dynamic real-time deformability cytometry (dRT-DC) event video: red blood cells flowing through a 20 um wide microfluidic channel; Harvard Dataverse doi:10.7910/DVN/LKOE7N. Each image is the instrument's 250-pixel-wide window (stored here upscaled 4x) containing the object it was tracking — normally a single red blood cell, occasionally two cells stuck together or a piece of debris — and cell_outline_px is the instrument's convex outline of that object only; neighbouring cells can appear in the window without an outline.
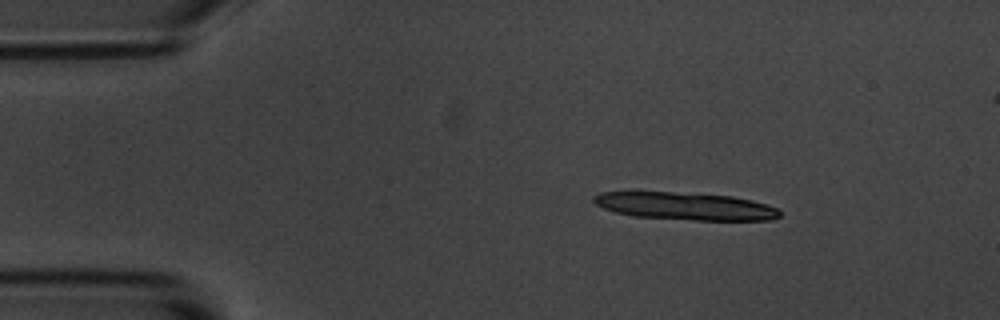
{"species": "common noctule bat (a hibernating species)", "species_latin": "Nyctalus noctula", "temperature_condition": "room temperature", "stored_images_in_passage": 5, "camera_frame_rate_fps": 3000, "um_per_image_px": 0.085, "animal": {"sex": "male", "body_mass_g": 20.1, "forearm_length_mm": 53.5}, "frame": {"image": 1, "passage_image": 2, "time_ms": 0.333, "image_size_px": [1000, 320], "cell_outline_px": [[780, 216], [772, 220], [696, 220], [632, 216], [616, 212], [604, 208], [596, 204], [592, 200], [592, 196], [600, 192], [628, 188], [636, 188], [732, 196], [752, 200], [780, 208]], "centroid_in_image_um": [58.11, 17.46], "position_along_channel_um": 26.9, "area_um2": 31.33}}